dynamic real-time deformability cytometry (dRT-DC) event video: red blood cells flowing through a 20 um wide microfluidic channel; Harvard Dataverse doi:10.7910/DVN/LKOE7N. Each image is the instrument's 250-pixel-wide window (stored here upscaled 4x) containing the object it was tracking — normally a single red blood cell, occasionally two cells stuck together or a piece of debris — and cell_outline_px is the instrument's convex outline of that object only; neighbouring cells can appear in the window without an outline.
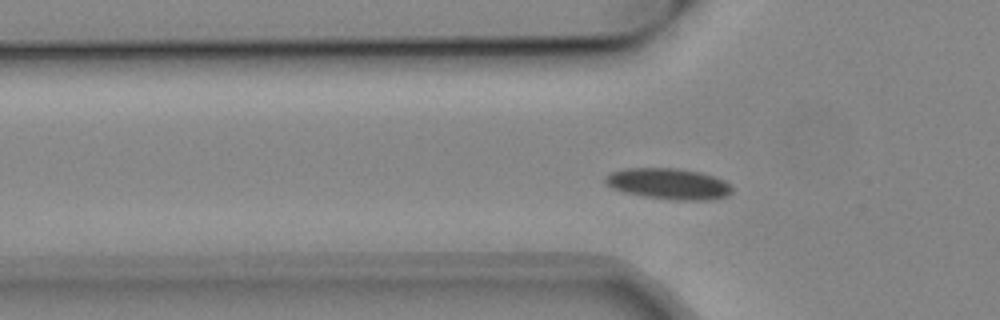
{"species": "common noctule bat (a hibernating species)", "species_latin": "Nyctalus noctula", "temperature_condition": "cold", "stored_images_in_passage": 25, "camera_frame_rate_fps": 3000, "um_per_image_px": 0.085, "animal": {"sex": "male", "body_mass_g": 19.2, "forearm_length_mm": 51.8}, "frame": {"image": 1, "passage_image": 2, "time_ms": 0.333, "image_size_px": [1000, 320], "cell_outline_px": [[732, 192], [728, 196], [712, 200], [676, 200], [644, 196], [624, 192], [612, 188], [604, 180], [604, 176], [612, 172], [624, 168], [676, 168], [700, 172], [724, 180], [732, 188]], "centroid_in_image_um": [56.83, 15.62], "position_along_channel_um": 69.0, "area_um2": 22.89}}
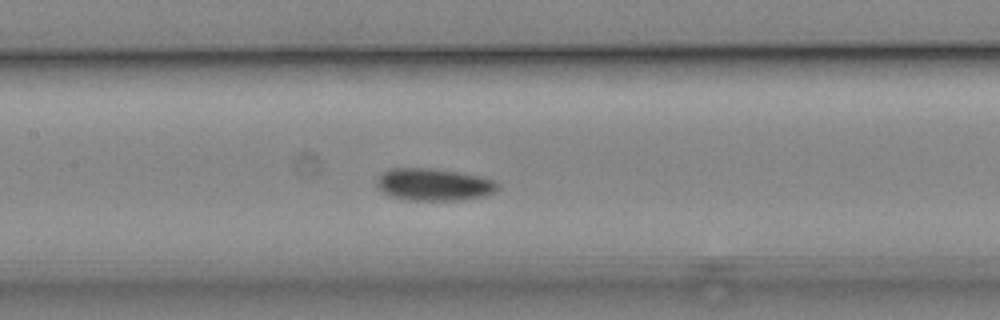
{"frame": {"image": 2, "passage_image": 10, "time_ms": 3.0, "image_size_px": [1000, 320], "cell_outline_px": [[500, 184], [496, 192], [484, 196], [460, 200], [408, 200], [388, 196], [376, 184], [376, 180], [384, 172], [392, 168], [428, 168], [456, 172], [476, 176], [492, 180]], "centroid_in_image_um": [36.87, 15.7], "position_along_channel_um": 170.5, "area_um2": 22.48}}
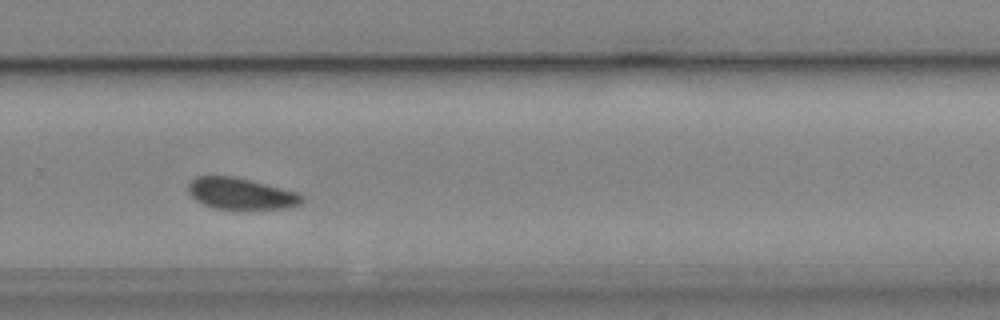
{"frame": {"image": 3, "passage_image": 21, "time_ms": 6.667, "image_size_px": [1000, 320], "cell_outline_px": [[304, 200], [300, 204], [288, 208], [244, 212], [212, 208], [196, 200], [188, 192], [188, 184], [196, 176], [232, 176], [296, 192], [304, 196]], "centroid_in_image_um": [20.48, 16.52], "position_along_channel_um": 309.3, "area_um2": 21.44}}